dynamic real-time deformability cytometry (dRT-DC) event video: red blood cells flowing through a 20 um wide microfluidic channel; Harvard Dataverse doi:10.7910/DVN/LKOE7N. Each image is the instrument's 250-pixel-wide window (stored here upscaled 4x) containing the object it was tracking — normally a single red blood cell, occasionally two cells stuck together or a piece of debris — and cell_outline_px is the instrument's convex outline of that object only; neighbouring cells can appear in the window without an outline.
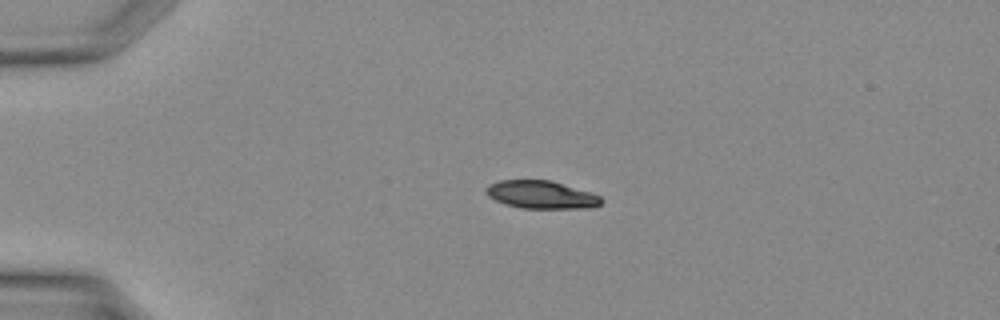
{"species": "Egyptian fruit bat (a non-hibernating species)", "species_latin": "Rousettus aegyptiacus", "temperature_condition": "warm", "stored_images_in_passage": 27, "camera_frame_rate_fps": 3000, "um_per_image_px": 0.085, "animal": {"sex": "female"}, "frame": {"image": 1, "passage_image": 3, "time_ms": 0.667, "image_size_px": [1000, 320], "cell_outline_px": [[604, 200], [600, 204], [592, 208], [524, 208], [504, 204], [488, 196], [484, 192], [484, 188], [488, 184], [500, 180], [548, 180], [592, 192], [600, 196]], "centroid_in_image_um": [45.99, 16.55], "position_along_channel_um": 39.0, "area_um2": 18.79}}
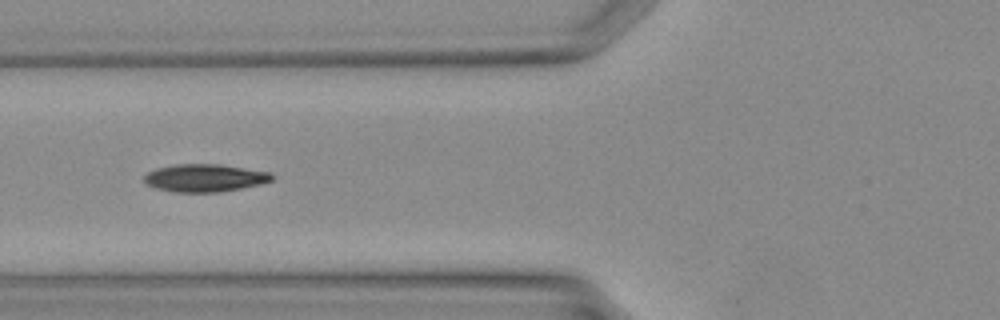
{"frame": {"image": 2, "passage_image": 9, "time_ms": 2.667, "image_size_px": [1000, 320], "cell_outline_px": [[276, 176], [272, 180], [260, 184], [220, 192], [176, 192], [156, 188], [144, 184], [144, 176], [148, 172], [156, 168], [176, 164], [220, 164], [268, 172]], "centroid_in_image_um": [17.38, 15.12], "position_along_channel_um": 108.4, "area_um2": 20.58}}
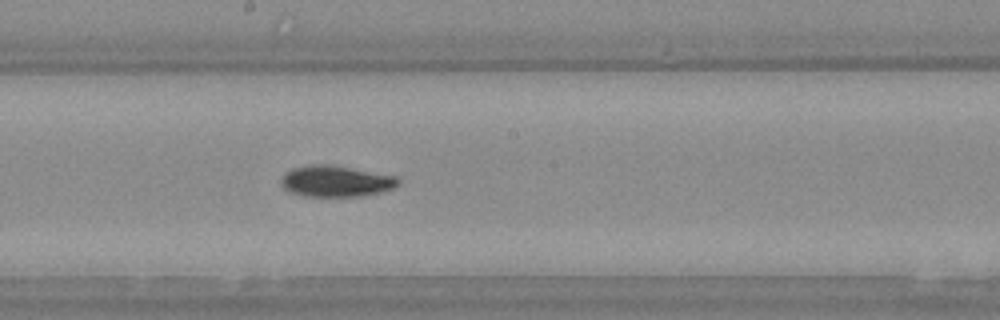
{"frame": {"image": 3, "passage_image": 15, "time_ms": 4.667, "image_size_px": [1000, 320], "cell_outline_px": [[400, 184], [392, 188], [380, 192], [360, 196], [304, 196], [288, 192], [284, 188], [280, 180], [292, 168], [312, 164], [324, 164], [396, 176], [400, 180]], "centroid_in_image_um": [28.54, 15.41], "position_along_channel_um": 219.7, "area_um2": 20.92}}